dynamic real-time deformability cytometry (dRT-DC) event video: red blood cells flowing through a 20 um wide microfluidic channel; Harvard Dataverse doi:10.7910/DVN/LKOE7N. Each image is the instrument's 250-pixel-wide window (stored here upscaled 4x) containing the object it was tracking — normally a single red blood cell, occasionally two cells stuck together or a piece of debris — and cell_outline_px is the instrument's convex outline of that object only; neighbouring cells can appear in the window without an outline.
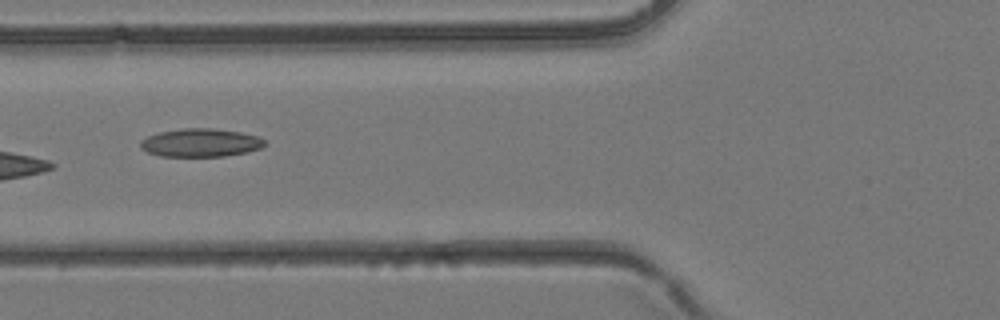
{"species": "common noctule bat (a hibernating species)", "species_latin": "Nyctalus noctula", "temperature_condition": "room temperature", "stored_images_in_passage": 3, "camera_frame_rate_fps": 3000, "um_per_image_px": 0.085, "animal": {"sex": "female", "body_mass_g": 24.6, "forearm_length_mm": 56.2}, "frame": {"image": 1, "passage_image": 3, "time_ms": 0.667, "image_size_px": [1000, 320], "cell_outline_px": [[264, 144], [260, 148], [248, 152], [224, 156], [160, 156], [148, 152], [140, 148], [140, 140], [148, 136], [160, 132], [184, 128], [212, 128], [240, 132], [256, 136], [264, 140]], "centroid_in_image_um": [17.02, 12.13], "position_along_channel_um": 108.8, "area_um2": 20.29}}